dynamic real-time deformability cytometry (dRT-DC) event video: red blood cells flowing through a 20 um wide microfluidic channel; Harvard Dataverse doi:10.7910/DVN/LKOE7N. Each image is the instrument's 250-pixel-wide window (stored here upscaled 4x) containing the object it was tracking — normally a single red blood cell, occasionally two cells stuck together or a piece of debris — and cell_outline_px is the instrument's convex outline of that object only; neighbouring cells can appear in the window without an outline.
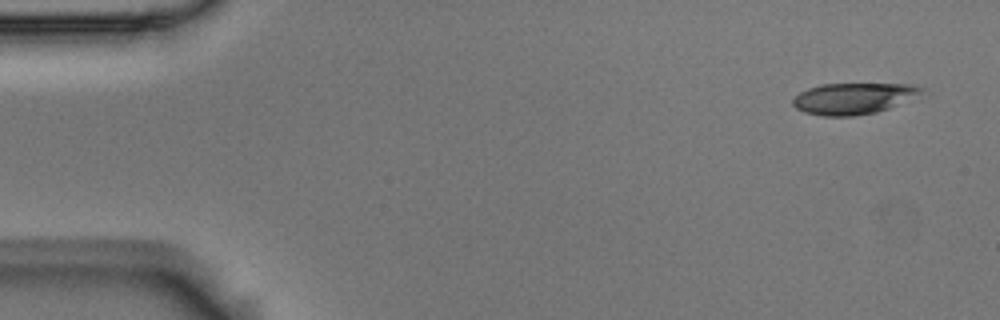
{"species": "Egyptian fruit bat (a non-hibernating species)", "species_latin": "Rousettus aegyptiacus", "temperature_condition": "room temperature", "stored_images_in_passage": 4, "camera_frame_rate_fps": 3000, "um_per_image_px": 0.085, "animal": {"sex": "male"}, "frame": {"image": 1, "passage_image": 1, "time_ms": 0.0, "image_size_px": [1000, 320], "cell_outline_px": [[924, 88], [920, 92], [888, 108], [876, 112], [852, 116], [824, 116], [804, 112], [796, 108], [792, 104], [792, 100], [800, 92], [808, 88], [820, 84], [912, 84]], "centroid_in_image_um": [72.44, 8.36], "position_along_channel_um": 12.6, "area_um2": 22.89}}
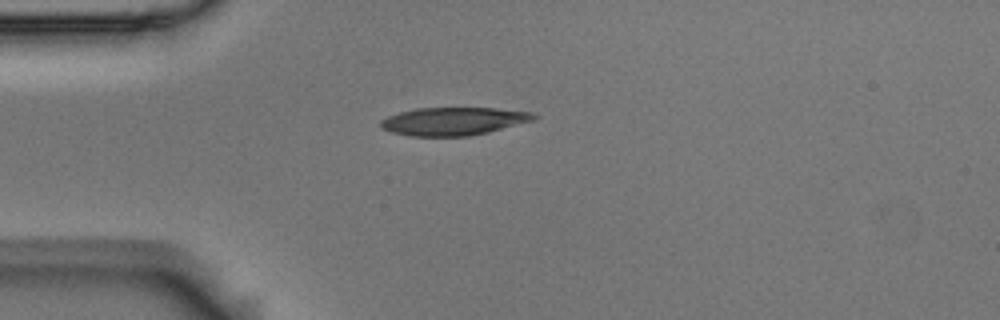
{"frame": {"image": 2, "passage_image": 4, "time_ms": 1.0, "image_size_px": [1000, 320], "cell_outline_px": [[540, 116], [536, 120], [488, 132], [468, 136], [412, 136], [392, 132], [380, 128], [380, 120], [388, 116], [400, 112], [416, 108], [496, 108], [532, 112]], "centroid_in_image_um": [38.58, 10.3], "position_along_channel_um": 46.4, "area_um2": 25.09}}